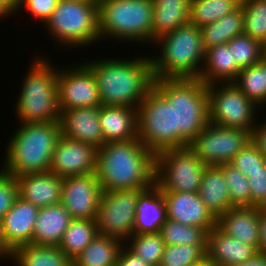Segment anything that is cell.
<instances>
[{
    "instance_id": "681fc988",
    "label": "cell",
    "mask_w": 266,
    "mask_h": 266,
    "mask_svg": "<svg viewBox=\"0 0 266 266\" xmlns=\"http://www.w3.org/2000/svg\"><path fill=\"white\" fill-rule=\"evenodd\" d=\"M237 266H266V253H258L253 259Z\"/></svg>"
},
{
    "instance_id": "5b68a950",
    "label": "cell",
    "mask_w": 266,
    "mask_h": 266,
    "mask_svg": "<svg viewBox=\"0 0 266 266\" xmlns=\"http://www.w3.org/2000/svg\"><path fill=\"white\" fill-rule=\"evenodd\" d=\"M154 43L160 46L150 56L155 79L199 78L205 55L200 27L186 24Z\"/></svg>"
},
{
    "instance_id": "7a4b0ae2",
    "label": "cell",
    "mask_w": 266,
    "mask_h": 266,
    "mask_svg": "<svg viewBox=\"0 0 266 266\" xmlns=\"http://www.w3.org/2000/svg\"><path fill=\"white\" fill-rule=\"evenodd\" d=\"M96 175L102 191L148 189L154 184L155 155L138 139L98 148Z\"/></svg>"
},
{
    "instance_id": "f1b7e54d",
    "label": "cell",
    "mask_w": 266,
    "mask_h": 266,
    "mask_svg": "<svg viewBox=\"0 0 266 266\" xmlns=\"http://www.w3.org/2000/svg\"><path fill=\"white\" fill-rule=\"evenodd\" d=\"M9 260L15 266H72V260L58 246L21 245L11 251Z\"/></svg>"
},
{
    "instance_id": "277c9868",
    "label": "cell",
    "mask_w": 266,
    "mask_h": 266,
    "mask_svg": "<svg viewBox=\"0 0 266 266\" xmlns=\"http://www.w3.org/2000/svg\"><path fill=\"white\" fill-rule=\"evenodd\" d=\"M16 129L6 145L1 170L14 177L49 171L61 136L60 122L20 123Z\"/></svg>"
},
{
    "instance_id": "8d00e7d4",
    "label": "cell",
    "mask_w": 266,
    "mask_h": 266,
    "mask_svg": "<svg viewBox=\"0 0 266 266\" xmlns=\"http://www.w3.org/2000/svg\"><path fill=\"white\" fill-rule=\"evenodd\" d=\"M244 13L243 34L258 42H266V1L249 0L241 5Z\"/></svg>"
},
{
    "instance_id": "7bdbcfd3",
    "label": "cell",
    "mask_w": 266,
    "mask_h": 266,
    "mask_svg": "<svg viewBox=\"0 0 266 266\" xmlns=\"http://www.w3.org/2000/svg\"><path fill=\"white\" fill-rule=\"evenodd\" d=\"M59 0H18V11L22 8L34 16L35 19L45 23L50 19ZM24 6V7H23Z\"/></svg>"
},
{
    "instance_id": "6da1fadb",
    "label": "cell",
    "mask_w": 266,
    "mask_h": 266,
    "mask_svg": "<svg viewBox=\"0 0 266 266\" xmlns=\"http://www.w3.org/2000/svg\"><path fill=\"white\" fill-rule=\"evenodd\" d=\"M94 73L101 104L138 108L154 87V73L150 59H94L84 62Z\"/></svg>"
},
{
    "instance_id": "ee69618b",
    "label": "cell",
    "mask_w": 266,
    "mask_h": 266,
    "mask_svg": "<svg viewBox=\"0 0 266 266\" xmlns=\"http://www.w3.org/2000/svg\"><path fill=\"white\" fill-rule=\"evenodd\" d=\"M247 178L251 189V207L266 205V172L252 173Z\"/></svg>"
},
{
    "instance_id": "2e32d148",
    "label": "cell",
    "mask_w": 266,
    "mask_h": 266,
    "mask_svg": "<svg viewBox=\"0 0 266 266\" xmlns=\"http://www.w3.org/2000/svg\"><path fill=\"white\" fill-rule=\"evenodd\" d=\"M95 146L60 136L52 155L50 170L59 177L85 175L96 172Z\"/></svg>"
},
{
    "instance_id": "db71d44e",
    "label": "cell",
    "mask_w": 266,
    "mask_h": 266,
    "mask_svg": "<svg viewBox=\"0 0 266 266\" xmlns=\"http://www.w3.org/2000/svg\"><path fill=\"white\" fill-rule=\"evenodd\" d=\"M238 4L242 5L243 3L249 1V0H235Z\"/></svg>"
},
{
    "instance_id": "9a60e30c",
    "label": "cell",
    "mask_w": 266,
    "mask_h": 266,
    "mask_svg": "<svg viewBox=\"0 0 266 266\" xmlns=\"http://www.w3.org/2000/svg\"><path fill=\"white\" fill-rule=\"evenodd\" d=\"M101 194L95 172L63 178L61 204L72 219L97 220Z\"/></svg>"
},
{
    "instance_id": "8fae6325",
    "label": "cell",
    "mask_w": 266,
    "mask_h": 266,
    "mask_svg": "<svg viewBox=\"0 0 266 266\" xmlns=\"http://www.w3.org/2000/svg\"><path fill=\"white\" fill-rule=\"evenodd\" d=\"M207 89L210 123L251 132L259 107L234 82L212 83Z\"/></svg>"
},
{
    "instance_id": "e575fe53",
    "label": "cell",
    "mask_w": 266,
    "mask_h": 266,
    "mask_svg": "<svg viewBox=\"0 0 266 266\" xmlns=\"http://www.w3.org/2000/svg\"><path fill=\"white\" fill-rule=\"evenodd\" d=\"M166 245H207L208 232L196 226H188L170 219L160 228Z\"/></svg>"
},
{
    "instance_id": "836d02e7",
    "label": "cell",
    "mask_w": 266,
    "mask_h": 266,
    "mask_svg": "<svg viewBox=\"0 0 266 266\" xmlns=\"http://www.w3.org/2000/svg\"><path fill=\"white\" fill-rule=\"evenodd\" d=\"M239 6L235 0H191L190 23L197 27L212 24Z\"/></svg>"
},
{
    "instance_id": "f907efd6",
    "label": "cell",
    "mask_w": 266,
    "mask_h": 266,
    "mask_svg": "<svg viewBox=\"0 0 266 266\" xmlns=\"http://www.w3.org/2000/svg\"><path fill=\"white\" fill-rule=\"evenodd\" d=\"M11 251L5 246L4 240L2 237V231H1V220H0V258L9 259L10 258Z\"/></svg>"
},
{
    "instance_id": "ffe728a7",
    "label": "cell",
    "mask_w": 266,
    "mask_h": 266,
    "mask_svg": "<svg viewBox=\"0 0 266 266\" xmlns=\"http://www.w3.org/2000/svg\"><path fill=\"white\" fill-rule=\"evenodd\" d=\"M19 197L39 208L61 203L63 177L51 171L27 173L15 177Z\"/></svg>"
},
{
    "instance_id": "4316f807",
    "label": "cell",
    "mask_w": 266,
    "mask_h": 266,
    "mask_svg": "<svg viewBox=\"0 0 266 266\" xmlns=\"http://www.w3.org/2000/svg\"><path fill=\"white\" fill-rule=\"evenodd\" d=\"M198 194L216 219L233 208L225 176L218 166L206 167Z\"/></svg>"
},
{
    "instance_id": "c3c4849f",
    "label": "cell",
    "mask_w": 266,
    "mask_h": 266,
    "mask_svg": "<svg viewBox=\"0 0 266 266\" xmlns=\"http://www.w3.org/2000/svg\"><path fill=\"white\" fill-rule=\"evenodd\" d=\"M18 12V0H0V18L10 17ZM14 13V14H13Z\"/></svg>"
},
{
    "instance_id": "cb8c5ba5",
    "label": "cell",
    "mask_w": 266,
    "mask_h": 266,
    "mask_svg": "<svg viewBox=\"0 0 266 266\" xmlns=\"http://www.w3.org/2000/svg\"><path fill=\"white\" fill-rule=\"evenodd\" d=\"M167 220L162 191L153 184L140 196L136 205L134 234L159 233Z\"/></svg>"
},
{
    "instance_id": "30bf717a",
    "label": "cell",
    "mask_w": 266,
    "mask_h": 266,
    "mask_svg": "<svg viewBox=\"0 0 266 266\" xmlns=\"http://www.w3.org/2000/svg\"><path fill=\"white\" fill-rule=\"evenodd\" d=\"M137 138L154 155L175 148L174 107L155 87L137 109Z\"/></svg>"
},
{
    "instance_id": "ab89813d",
    "label": "cell",
    "mask_w": 266,
    "mask_h": 266,
    "mask_svg": "<svg viewBox=\"0 0 266 266\" xmlns=\"http://www.w3.org/2000/svg\"><path fill=\"white\" fill-rule=\"evenodd\" d=\"M207 245H165L159 266H190L206 255Z\"/></svg>"
},
{
    "instance_id": "d6a6232c",
    "label": "cell",
    "mask_w": 266,
    "mask_h": 266,
    "mask_svg": "<svg viewBox=\"0 0 266 266\" xmlns=\"http://www.w3.org/2000/svg\"><path fill=\"white\" fill-rule=\"evenodd\" d=\"M234 84L260 108L259 111L266 105V64L263 62L241 69Z\"/></svg>"
},
{
    "instance_id": "816d5d0a",
    "label": "cell",
    "mask_w": 266,
    "mask_h": 266,
    "mask_svg": "<svg viewBox=\"0 0 266 266\" xmlns=\"http://www.w3.org/2000/svg\"><path fill=\"white\" fill-rule=\"evenodd\" d=\"M190 266H217V265L207 255H205L200 260L196 261Z\"/></svg>"
},
{
    "instance_id": "e0dca14e",
    "label": "cell",
    "mask_w": 266,
    "mask_h": 266,
    "mask_svg": "<svg viewBox=\"0 0 266 266\" xmlns=\"http://www.w3.org/2000/svg\"><path fill=\"white\" fill-rule=\"evenodd\" d=\"M167 219L188 226H196L209 232L217 225V219L207 209L198 193L162 192Z\"/></svg>"
},
{
    "instance_id": "7402d4cb",
    "label": "cell",
    "mask_w": 266,
    "mask_h": 266,
    "mask_svg": "<svg viewBox=\"0 0 266 266\" xmlns=\"http://www.w3.org/2000/svg\"><path fill=\"white\" fill-rule=\"evenodd\" d=\"M217 226L227 235L259 251V207H233L217 219Z\"/></svg>"
},
{
    "instance_id": "9c48e42d",
    "label": "cell",
    "mask_w": 266,
    "mask_h": 266,
    "mask_svg": "<svg viewBox=\"0 0 266 266\" xmlns=\"http://www.w3.org/2000/svg\"><path fill=\"white\" fill-rule=\"evenodd\" d=\"M206 167L189 146L163 150L155 155L154 184L162 192L198 193Z\"/></svg>"
},
{
    "instance_id": "f546056e",
    "label": "cell",
    "mask_w": 266,
    "mask_h": 266,
    "mask_svg": "<svg viewBox=\"0 0 266 266\" xmlns=\"http://www.w3.org/2000/svg\"><path fill=\"white\" fill-rule=\"evenodd\" d=\"M123 245L120 239L98 234L72 260V266H116L117 257Z\"/></svg>"
},
{
    "instance_id": "60d3db41",
    "label": "cell",
    "mask_w": 266,
    "mask_h": 266,
    "mask_svg": "<svg viewBox=\"0 0 266 266\" xmlns=\"http://www.w3.org/2000/svg\"><path fill=\"white\" fill-rule=\"evenodd\" d=\"M234 165L244 176L249 177L252 173L266 172V155L261 153L251 141L239 151L233 158Z\"/></svg>"
},
{
    "instance_id": "d4e9b609",
    "label": "cell",
    "mask_w": 266,
    "mask_h": 266,
    "mask_svg": "<svg viewBox=\"0 0 266 266\" xmlns=\"http://www.w3.org/2000/svg\"><path fill=\"white\" fill-rule=\"evenodd\" d=\"M71 221L70 213L61 203L41 207L33 230L32 244L58 246Z\"/></svg>"
},
{
    "instance_id": "5bb4252c",
    "label": "cell",
    "mask_w": 266,
    "mask_h": 266,
    "mask_svg": "<svg viewBox=\"0 0 266 266\" xmlns=\"http://www.w3.org/2000/svg\"><path fill=\"white\" fill-rule=\"evenodd\" d=\"M75 65V66H74ZM58 68V105L60 113L82 107H99L101 100L93 71L83 62Z\"/></svg>"
},
{
    "instance_id": "d6986e66",
    "label": "cell",
    "mask_w": 266,
    "mask_h": 266,
    "mask_svg": "<svg viewBox=\"0 0 266 266\" xmlns=\"http://www.w3.org/2000/svg\"><path fill=\"white\" fill-rule=\"evenodd\" d=\"M61 135L96 148L105 144L99 123V107L65 110L60 114Z\"/></svg>"
},
{
    "instance_id": "ba28073f",
    "label": "cell",
    "mask_w": 266,
    "mask_h": 266,
    "mask_svg": "<svg viewBox=\"0 0 266 266\" xmlns=\"http://www.w3.org/2000/svg\"><path fill=\"white\" fill-rule=\"evenodd\" d=\"M44 26L60 47L94 45L100 40L98 2L59 0Z\"/></svg>"
},
{
    "instance_id": "52a82bcc",
    "label": "cell",
    "mask_w": 266,
    "mask_h": 266,
    "mask_svg": "<svg viewBox=\"0 0 266 266\" xmlns=\"http://www.w3.org/2000/svg\"><path fill=\"white\" fill-rule=\"evenodd\" d=\"M98 18L100 41L152 44L153 0H101Z\"/></svg>"
},
{
    "instance_id": "f5cc1de1",
    "label": "cell",
    "mask_w": 266,
    "mask_h": 266,
    "mask_svg": "<svg viewBox=\"0 0 266 266\" xmlns=\"http://www.w3.org/2000/svg\"><path fill=\"white\" fill-rule=\"evenodd\" d=\"M261 62L266 64V42L262 43L261 46Z\"/></svg>"
},
{
    "instance_id": "8992f818",
    "label": "cell",
    "mask_w": 266,
    "mask_h": 266,
    "mask_svg": "<svg viewBox=\"0 0 266 266\" xmlns=\"http://www.w3.org/2000/svg\"><path fill=\"white\" fill-rule=\"evenodd\" d=\"M48 60V57L37 55L31 62L16 102V116L20 123L60 120L58 69Z\"/></svg>"
},
{
    "instance_id": "4dcf8cb0",
    "label": "cell",
    "mask_w": 266,
    "mask_h": 266,
    "mask_svg": "<svg viewBox=\"0 0 266 266\" xmlns=\"http://www.w3.org/2000/svg\"><path fill=\"white\" fill-rule=\"evenodd\" d=\"M244 13L241 5L218 21L200 27L205 50L228 43L235 36L243 34Z\"/></svg>"
},
{
    "instance_id": "603a6c76",
    "label": "cell",
    "mask_w": 266,
    "mask_h": 266,
    "mask_svg": "<svg viewBox=\"0 0 266 266\" xmlns=\"http://www.w3.org/2000/svg\"><path fill=\"white\" fill-rule=\"evenodd\" d=\"M137 109L128 106H99V123L105 143L137 138Z\"/></svg>"
},
{
    "instance_id": "44dd1931",
    "label": "cell",
    "mask_w": 266,
    "mask_h": 266,
    "mask_svg": "<svg viewBox=\"0 0 266 266\" xmlns=\"http://www.w3.org/2000/svg\"><path fill=\"white\" fill-rule=\"evenodd\" d=\"M258 253L255 247L227 235L217 225L207 234L206 255L217 266H237Z\"/></svg>"
},
{
    "instance_id": "3957f363",
    "label": "cell",
    "mask_w": 266,
    "mask_h": 266,
    "mask_svg": "<svg viewBox=\"0 0 266 266\" xmlns=\"http://www.w3.org/2000/svg\"><path fill=\"white\" fill-rule=\"evenodd\" d=\"M154 87L174 107L175 148L186 147L210 123L207 85L199 78L155 79Z\"/></svg>"
},
{
    "instance_id": "7c38bea8",
    "label": "cell",
    "mask_w": 266,
    "mask_h": 266,
    "mask_svg": "<svg viewBox=\"0 0 266 266\" xmlns=\"http://www.w3.org/2000/svg\"><path fill=\"white\" fill-rule=\"evenodd\" d=\"M145 190L102 191L96 220L99 234L126 243L134 235L136 205Z\"/></svg>"
},
{
    "instance_id": "83f0119b",
    "label": "cell",
    "mask_w": 266,
    "mask_h": 266,
    "mask_svg": "<svg viewBox=\"0 0 266 266\" xmlns=\"http://www.w3.org/2000/svg\"><path fill=\"white\" fill-rule=\"evenodd\" d=\"M191 0H153L152 42L190 23Z\"/></svg>"
},
{
    "instance_id": "11a10c76",
    "label": "cell",
    "mask_w": 266,
    "mask_h": 266,
    "mask_svg": "<svg viewBox=\"0 0 266 266\" xmlns=\"http://www.w3.org/2000/svg\"><path fill=\"white\" fill-rule=\"evenodd\" d=\"M74 1H83V2H97L96 0H74Z\"/></svg>"
},
{
    "instance_id": "f6af8a7d",
    "label": "cell",
    "mask_w": 266,
    "mask_h": 266,
    "mask_svg": "<svg viewBox=\"0 0 266 266\" xmlns=\"http://www.w3.org/2000/svg\"><path fill=\"white\" fill-rule=\"evenodd\" d=\"M116 266H151L132 252L125 244L121 247Z\"/></svg>"
},
{
    "instance_id": "4fadbf2b",
    "label": "cell",
    "mask_w": 266,
    "mask_h": 266,
    "mask_svg": "<svg viewBox=\"0 0 266 266\" xmlns=\"http://www.w3.org/2000/svg\"><path fill=\"white\" fill-rule=\"evenodd\" d=\"M250 141V132L209 123L189 144L207 166L231 163Z\"/></svg>"
},
{
    "instance_id": "d590c367",
    "label": "cell",
    "mask_w": 266,
    "mask_h": 266,
    "mask_svg": "<svg viewBox=\"0 0 266 266\" xmlns=\"http://www.w3.org/2000/svg\"><path fill=\"white\" fill-rule=\"evenodd\" d=\"M124 244L151 266L160 265L166 245L160 233L134 234Z\"/></svg>"
},
{
    "instance_id": "484cf974",
    "label": "cell",
    "mask_w": 266,
    "mask_h": 266,
    "mask_svg": "<svg viewBox=\"0 0 266 266\" xmlns=\"http://www.w3.org/2000/svg\"><path fill=\"white\" fill-rule=\"evenodd\" d=\"M239 71L233 61V50L225 43L205 50L199 79L206 85L234 82Z\"/></svg>"
},
{
    "instance_id": "74e56055",
    "label": "cell",
    "mask_w": 266,
    "mask_h": 266,
    "mask_svg": "<svg viewBox=\"0 0 266 266\" xmlns=\"http://www.w3.org/2000/svg\"><path fill=\"white\" fill-rule=\"evenodd\" d=\"M225 176L233 207H251V189L248 178L231 163L218 166Z\"/></svg>"
},
{
    "instance_id": "ac0fdd59",
    "label": "cell",
    "mask_w": 266,
    "mask_h": 266,
    "mask_svg": "<svg viewBox=\"0 0 266 266\" xmlns=\"http://www.w3.org/2000/svg\"><path fill=\"white\" fill-rule=\"evenodd\" d=\"M39 207L18 197L12 208L1 219V231L5 246L13 249L32 244L33 230Z\"/></svg>"
},
{
    "instance_id": "b9f144b4",
    "label": "cell",
    "mask_w": 266,
    "mask_h": 266,
    "mask_svg": "<svg viewBox=\"0 0 266 266\" xmlns=\"http://www.w3.org/2000/svg\"><path fill=\"white\" fill-rule=\"evenodd\" d=\"M18 197L16 178L0 169V220L12 208Z\"/></svg>"
},
{
    "instance_id": "f35d334b",
    "label": "cell",
    "mask_w": 266,
    "mask_h": 266,
    "mask_svg": "<svg viewBox=\"0 0 266 266\" xmlns=\"http://www.w3.org/2000/svg\"><path fill=\"white\" fill-rule=\"evenodd\" d=\"M228 46L233 50V61L239 70L261 62L262 44L248 35L235 36Z\"/></svg>"
},
{
    "instance_id": "7dc6e473",
    "label": "cell",
    "mask_w": 266,
    "mask_h": 266,
    "mask_svg": "<svg viewBox=\"0 0 266 266\" xmlns=\"http://www.w3.org/2000/svg\"><path fill=\"white\" fill-rule=\"evenodd\" d=\"M259 215H260L259 252L266 253V205L259 207Z\"/></svg>"
},
{
    "instance_id": "1f68e13d",
    "label": "cell",
    "mask_w": 266,
    "mask_h": 266,
    "mask_svg": "<svg viewBox=\"0 0 266 266\" xmlns=\"http://www.w3.org/2000/svg\"><path fill=\"white\" fill-rule=\"evenodd\" d=\"M98 234L96 220L72 219L58 247L73 260Z\"/></svg>"
},
{
    "instance_id": "bcb514c9",
    "label": "cell",
    "mask_w": 266,
    "mask_h": 266,
    "mask_svg": "<svg viewBox=\"0 0 266 266\" xmlns=\"http://www.w3.org/2000/svg\"><path fill=\"white\" fill-rule=\"evenodd\" d=\"M261 120L262 123L254 125L250 132V141L263 154L266 155V121Z\"/></svg>"
}]
</instances>
